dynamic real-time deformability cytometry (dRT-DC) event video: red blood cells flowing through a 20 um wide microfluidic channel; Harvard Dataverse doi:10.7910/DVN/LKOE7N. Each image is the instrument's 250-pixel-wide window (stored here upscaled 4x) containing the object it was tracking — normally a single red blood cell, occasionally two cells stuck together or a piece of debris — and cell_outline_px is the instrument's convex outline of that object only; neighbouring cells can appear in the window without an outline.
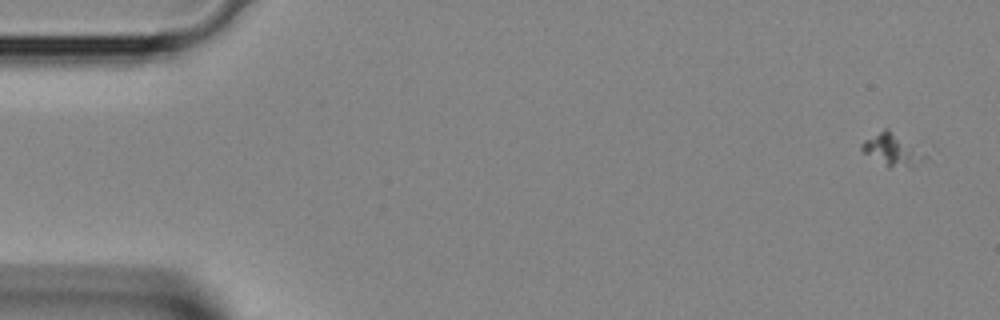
{"species": "Egyptian fruit bat (a non-hibernating species)", "species_latin": "Rousettus aegyptiacus", "temperature_condition": "room temperature", "stored_images_in_passage": 4, "segment_of_instrument_passage": [1, 2], "camera_frame_rate_fps": 3000, "um_per_image_px": 0.085, "animal": {"sex": "female"}, "frame": {"image": 1, "passage_image": 1, "time_ms": 0.0, "image_size_px": [1000, 320], "cell_outline_px": [[928, 156], [920, 160], [908, 164], [888, 168], [860, 152], [860, 144], [864, 140], [884, 128], [888, 128], [924, 152]], "centroid_in_image_um": [75.71, 12.69], "position_along_channel_um": 9.3, "area_um2": 11.5}}
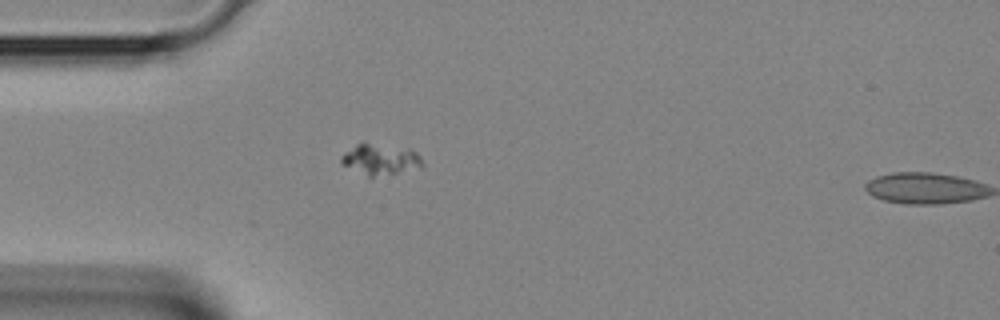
{"frame": {"image": 2, "passage_image": 3, "time_ms": 0.667, "image_size_px": [1000, 320], "cell_outline_px": [[424, 164], [420, 168], [372, 176], [368, 176], [340, 164], [340, 156], [344, 152], [356, 144], [364, 140], [412, 148], [420, 156]], "centroid_in_image_um": [32.32, 13.47], "position_along_channel_um": 52.7, "area_um2": 15.09}}